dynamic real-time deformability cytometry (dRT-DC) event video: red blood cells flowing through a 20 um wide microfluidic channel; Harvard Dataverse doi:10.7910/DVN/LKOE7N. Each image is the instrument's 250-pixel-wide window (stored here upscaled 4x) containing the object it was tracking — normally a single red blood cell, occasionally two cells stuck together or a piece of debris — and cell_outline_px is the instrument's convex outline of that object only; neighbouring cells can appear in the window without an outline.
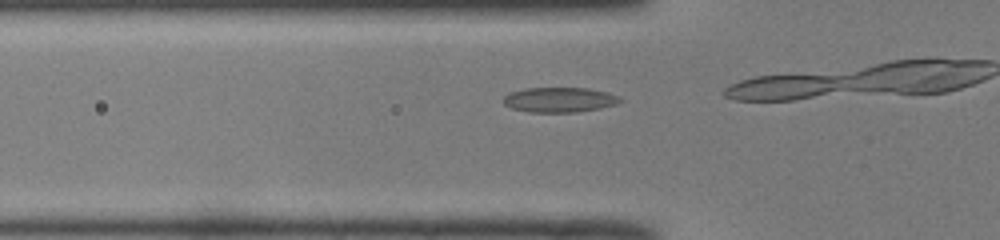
{"species": "common noctule bat (a hibernating species)", "species_latin": "Nyctalus noctula", "temperature_condition": "room temperature", "stored_images_in_passage": 12, "camera_frame_rate_fps": 3000, "um_per_image_px": 0.085, "animal": {"sex": "male", "body_mass_g": 19.0, "forearm_length_mm": 50.8}, "frame": {"image": 1, "passage_image": 9, "time_ms": 2.667, "image_size_px": [1000, 240], "cell_outline_px": [[624, 100], [616, 104], [600, 108], [576, 112], [528, 112], [512, 108], [504, 104], [504, 96], [512, 92], [524, 88], [588, 88], [608, 92]], "centroid_in_image_um": [47.56, 8.48], "position_along_channel_um": 78.2, "area_um2": 16.88}}